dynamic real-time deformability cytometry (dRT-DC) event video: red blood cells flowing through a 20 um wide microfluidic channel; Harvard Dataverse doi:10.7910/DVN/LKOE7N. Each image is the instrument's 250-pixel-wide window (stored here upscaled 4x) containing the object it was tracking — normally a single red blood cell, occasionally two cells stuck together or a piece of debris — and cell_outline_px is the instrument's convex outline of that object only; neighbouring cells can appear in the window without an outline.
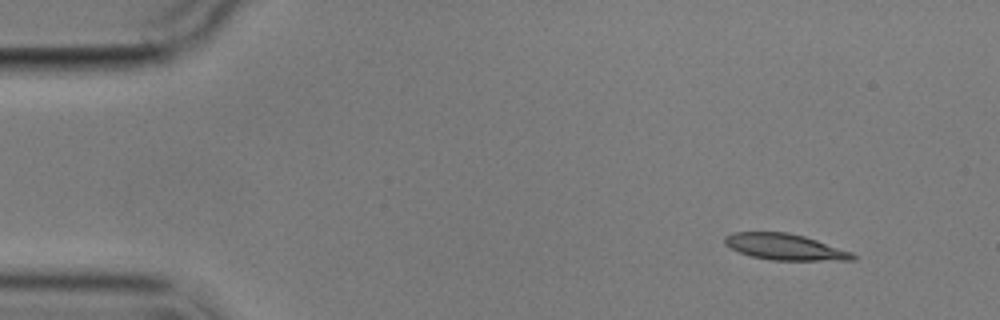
{"species": "common noctule bat (a hibernating species)", "species_latin": "Nyctalus noctula", "temperature_condition": "cold", "stored_images_in_passage": 5, "camera_frame_rate_fps": 3000, "um_per_image_px": 0.085, "animal": {"sex": "male", "body_mass_g": 17.9}, "frame": {"image": 1, "passage_image": 1, "time_ms": 0.0, "image_size_px": [1000, 320], "cell_outline_px": [[856, 260], [768, 260], [752, 256], [740, 252], [724, 244], [724, 236], [732, 232], [788, 232], [804, 236], [852, 252], [856, 256]], "centroid_in_image_um": [66.7, 20.98], "position_along_channel_um": 18.3, "area_um2": 19.42}}
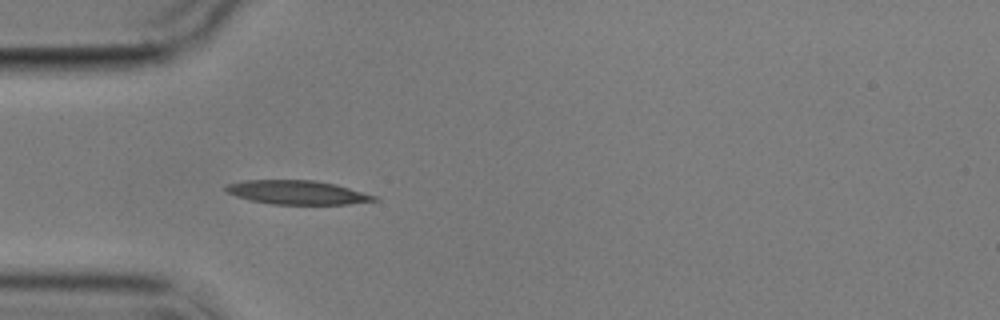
{"frame": {"image": 2, "passage_image": 4, "time_ms": 3.667, "image_size_px": [1000, 320], "cell_outline_px": [[380, 200], [348, 204], [272, 204], [252, 200], [236, 196], [228, 192], [224, 188], [228, 184], [244, 180], [316, 180], [336, 184], [376, 196]], "centroid_in_image_um": [25.29, 16.35], "position_along_channel_um": 59.7, "area_um2": 20.52}}
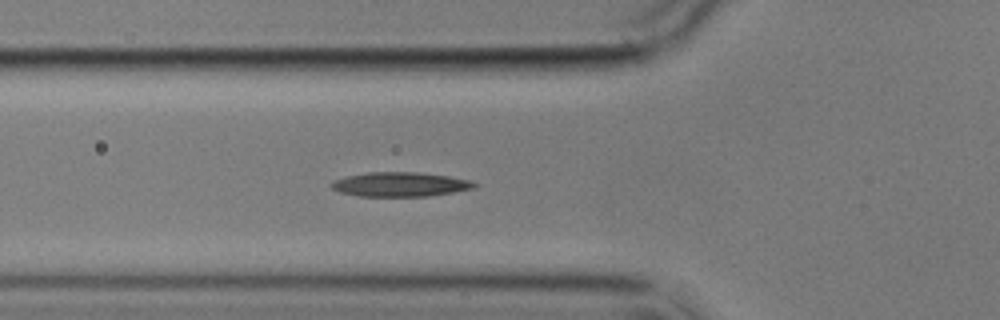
{"frame": {"image": 3, "passage_image": 5, "time_ms": 4.667, "image_size_px": [1000, 320], "cell_outline_px": [[480, 184], [472, 188], [452, 192], [428, 196], [360, 196], [340, 192], [332, 188], [328, 184], [332, 180], [348, 176], [368, 172], [420, 172], [448, 176], [468, 180]], "centroid_in_image_um": [33.97, 15.66], "position_along_channel_um": 91.8, "area_um2": 20.23}}